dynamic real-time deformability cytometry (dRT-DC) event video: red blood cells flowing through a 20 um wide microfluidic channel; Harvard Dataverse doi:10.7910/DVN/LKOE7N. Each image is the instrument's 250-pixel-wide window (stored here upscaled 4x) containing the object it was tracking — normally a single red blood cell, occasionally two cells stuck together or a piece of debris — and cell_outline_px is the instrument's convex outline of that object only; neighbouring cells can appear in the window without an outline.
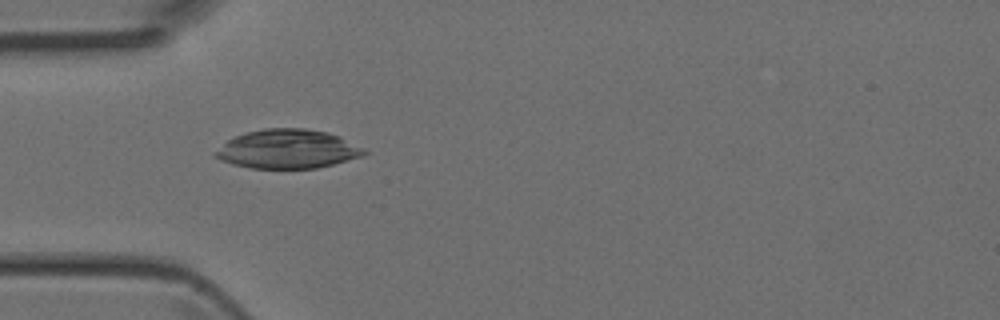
{"species": "Egyptian fruit bat (a non-hibernating species)", "species_latin": "Rousettus aegyptiacus", "temperature_condition": "room temperature", "stored_images_in_passage": 4, "camera_frame_rate_fps": 3000, "um_per_image_px": 0.085, "animal": {"sex": "female"}, "frame": {"image": 1, "passage_image": 4, "time_ms": 1.0, "image_size_px": [1000, 320], "cell_outline_px": [[368, 152], [364, 156], [316, 168], [248, 168], [232, 164], [220, 160], [216, 156], [216, 152], [228, 140], [236, 136], [248, 132], [264, 128], [304, 128], [328, 132], [340, 136], [364, 148]], "centroid_in_image_um": [24.5, 12.67], "position_along_channel_um": 60.5, "area_um2": 33.58}}